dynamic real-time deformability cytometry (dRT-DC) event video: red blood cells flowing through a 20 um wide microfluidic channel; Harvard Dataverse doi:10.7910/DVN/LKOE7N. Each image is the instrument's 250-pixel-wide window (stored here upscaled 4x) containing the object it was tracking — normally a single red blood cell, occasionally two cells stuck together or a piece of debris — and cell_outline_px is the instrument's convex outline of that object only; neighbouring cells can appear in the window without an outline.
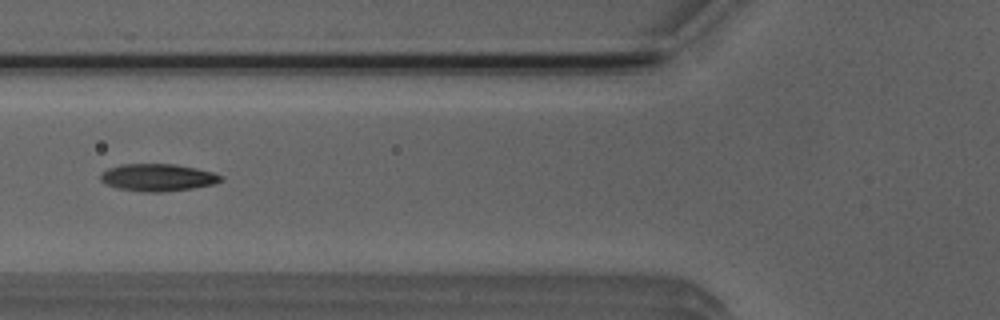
{"species": "Egyptian fruit bat (a non-hibernating species)", "species_latin": "Rousettus aegyptiacus", "temperature_condition": "room temperature", "stored_images_in_passage": 4, "camera_frame_rate_fps": 3000, "um_per_image_px": 0.085, "animal": {"sex": "male"}, "frame": {"image": 1, "passage_image": 4, "time_ms": 4.333, "image_size_px": [1000, 320], "cell_outline_px": [[224, 180], [212, 184], [192, 188], [164, 192], [144, 192], [116, 188], [104, 184], [100, 180], [100, 172], [108, 168], [120, 164], [176, 164], [196, 168], [212, 172], [224, 176]], "centroid_in_image_um": [13.37, 15.08], "position_along_channel_um": 112.4, "area_um2": 19.36}}